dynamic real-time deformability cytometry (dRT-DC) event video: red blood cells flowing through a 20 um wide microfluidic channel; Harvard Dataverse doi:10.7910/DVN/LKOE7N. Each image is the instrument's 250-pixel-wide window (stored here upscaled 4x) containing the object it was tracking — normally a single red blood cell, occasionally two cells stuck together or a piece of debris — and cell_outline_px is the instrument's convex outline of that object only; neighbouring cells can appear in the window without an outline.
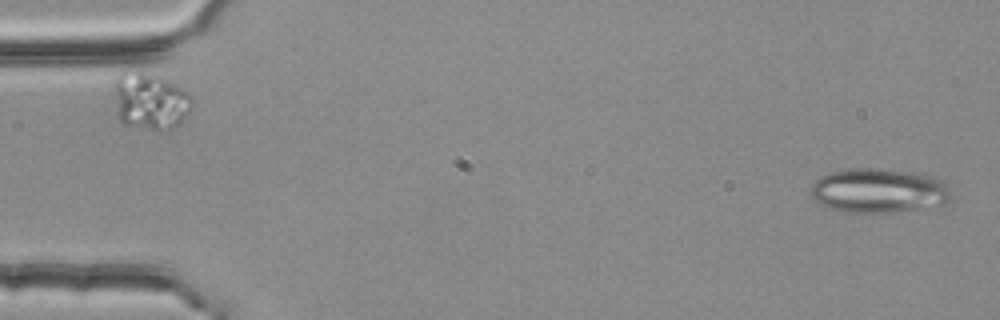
{"species": "common noctule bat (a hibernating species)", "species_latin": "Nyctalus noctula", "temperature_condition": "room temperature", "stored_images_in_passage": 4, "camera_frame_rate_fps": 3000, "um_per_image_px": 0.085, "animal": {"sex": "female", "body_mass_g": 25.1}, "frame": {"image": 1, "passage_image": 1, "time_ms": 0.0, "image_size_px": [1000, 320], "cell_outline_px": [[952, 200], [944, 204], [896, 212], [848, 212], [832, 208], [816, 200], [808, 192], [812, 184], [820, 176], [828, 172], [848, 168], [880, 168], [916, 172], [936, 176], [944, 180], [952, 192]], "centroid_in_image_um": [74.75, 16.17], "position_along_channel_um": 10.2, "area_um2": 36.82}}